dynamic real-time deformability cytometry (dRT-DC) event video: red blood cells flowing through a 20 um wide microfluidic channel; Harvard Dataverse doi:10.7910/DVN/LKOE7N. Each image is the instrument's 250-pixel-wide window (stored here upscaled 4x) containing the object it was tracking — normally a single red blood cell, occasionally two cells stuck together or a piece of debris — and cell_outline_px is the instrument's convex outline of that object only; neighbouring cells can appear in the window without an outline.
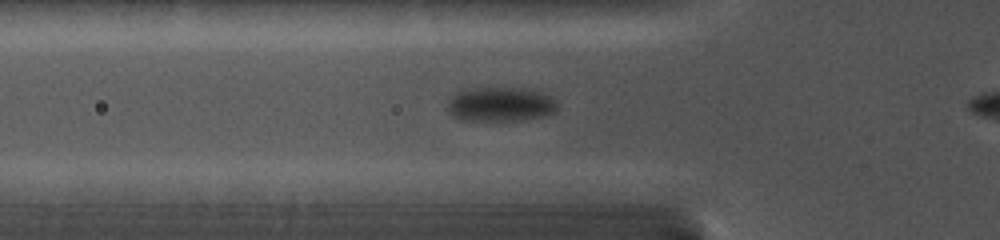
{"species": "common noctule bat (a hibernating species)", "species_latin": "Nyctalus noctula", "temperature_condition": "cold", "stored_images_in_passage": 26, "camera_frame_rate_fps": 5000, "um_per_image_px": 0.085, "animal": {"sex": "female", "body_mass_g": 19.0, "forearm_length_mm": 56.7}, "frame": {"image": 1, "passage_image": 2, "time_ms": 0.2, "image_size_px": [1000, 240], "cell_outline_px": [[556, 112], [544, 116], [520, 120], [460, 120], [452, 116], [448, 112], [448, 100], [452, 92], [464, 88], [524, 88], [544, 92], [556, 104]], "centroid_in_image_um": [42.46, 8.85], "position_along_channel_um": 83.3, "area_um2": 22.25}}
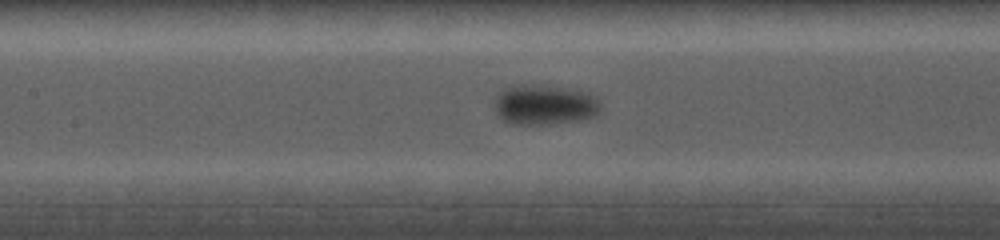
{"frame": {"image": 2, "passage_image": 7, "time_ms": 2.2, "image_size_px": [1000, 240], "cell_outline_px": [[600, 112], [596, 116], [584, 120], [548, 124], [512, 124], [504, 120], [496, 112], [496, 96], [504, 88], [512, 84], [548, 84], [588, 92], [596, 96], [600, 104]], "centroid_in_image_um": [46.33, 8.88], "position_along_channel_um": 161.1, "area_um2": 25.37}}
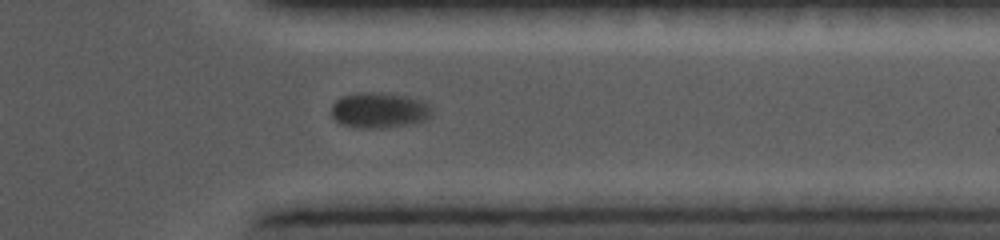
{"frame": {"image": 3, "passage_image": 22, "time_ms": 7.8, "image_size_px": [1000, 240], "cell_outline_px": [[432, 116], [416, 124], [380, 128], [360, 128], [340, 124], [332, 116], [332, 104], [336, 100], [344, 96], [356, 92], [372, 92], [404, 96], [420, 100], [428, 104], [432, 112]], "centroid_in_image_um": [32.23, 9.39], "position_along_channel_um": 379.2, "area_um2": 20.81}}